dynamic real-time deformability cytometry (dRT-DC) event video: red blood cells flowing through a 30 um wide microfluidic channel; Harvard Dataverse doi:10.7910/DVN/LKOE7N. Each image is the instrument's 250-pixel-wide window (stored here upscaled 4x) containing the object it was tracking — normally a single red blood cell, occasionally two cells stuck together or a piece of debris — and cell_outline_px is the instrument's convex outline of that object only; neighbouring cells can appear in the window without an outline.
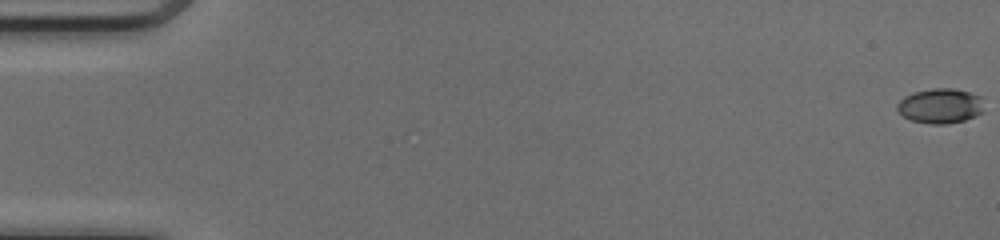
{"species": "common noctule bat (a hibernating species)", "species_latin": "Nyctalus noctula", "temperature_condition": "cold", "stored_images_in_passage": 52, "camera_frame_rate_fps": 3000, "um_per_image_px": 0.085, "animal": {"sex": "female", "body_mass_g": 17.0, "forearm_length_mm": 48.0}, "frame": {"image": 1, "passage_image": 1, "time_ms": 0.0, "image_size_px": [1000, 240], "cell_outline_px": [[984, 112], [976, 116], [964, 120], [948, 124], [928, 124], [912, 120], [904, 116], [896, 108], [896, 104], [904, 96], [912, 92], [932, 88], [952, 88], [968, 92], [980, 96]], "centroid_in_image_um": [79.92, 9.0], "position_along_channel_um": 5.1, "area_um2": 17.74}}
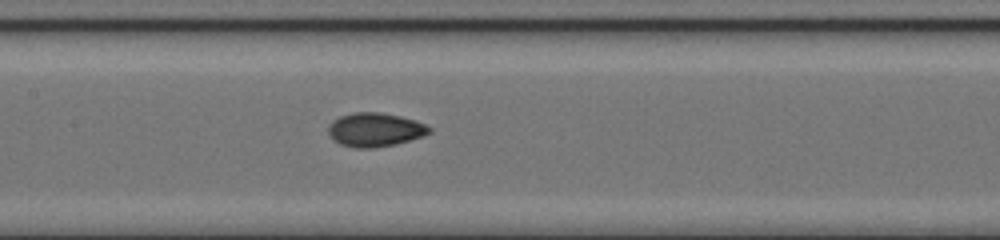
{"frame": {"image": 2, "passage_image": 26, "time_ms": 8.333, "image_size_px": [1000, 240], "cell_outline_px": [[432, 132], [424, 136], [396, 144], [372, 148], [356, 148], [340, 144], [332, 140], [328, 132], [328, 128], [332, 120], [340, 116], [356, 112], [376, 112], [400, 116], [424, 124], [432, 128]], "centroid_in_image_um": [31.86, 11.04], "position_along_channel_um": 175.5, "area_um2": 19.88}}
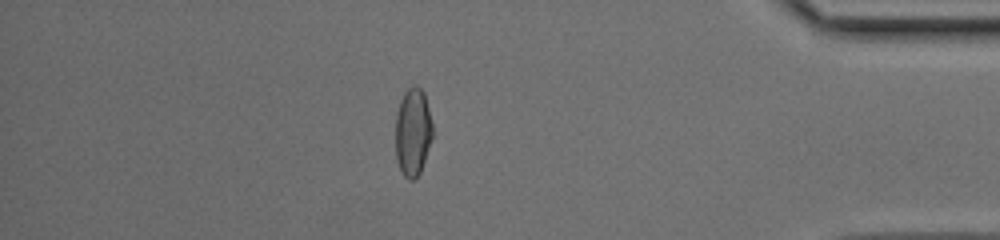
{"frame": {"image": 3, "passage_image": 45, "time_ms": 14.667, "image_size_px": [1000, 240], "cell_outline_px": [[432, 136], [420, 172], [412, 180], [408, 180], [404, 176], [400, 168], [396, 156], [396, 112], [400, 100], [404, 92], [412, 84], [416, 84], [424, 92], [432, 124]], "centroid_in_image_um": [35.08, 11.17], "position_along_channel_um": 400.1, "area_um2": 18.84}, "authors_computed_cell_mechanics": {"area_um2": 18.9006, "velocity_mm_per_s": 4.1536, "shape_relaxation_time_tau1_ms": 4.88, "shape_relaxation_time_tau2_ms": 1.8156, "deformation_change_tau1": 0.1675, "deformation_change_tau2": 0.0575}}